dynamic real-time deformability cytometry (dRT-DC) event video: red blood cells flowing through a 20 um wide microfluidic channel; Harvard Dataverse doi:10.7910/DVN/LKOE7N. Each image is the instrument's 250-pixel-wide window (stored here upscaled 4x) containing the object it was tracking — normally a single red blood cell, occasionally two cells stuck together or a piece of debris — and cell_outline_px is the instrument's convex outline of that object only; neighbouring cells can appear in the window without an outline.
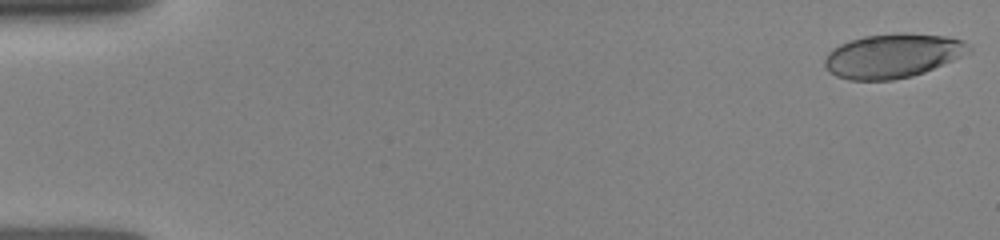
{"species": "human", "species_latin": "Homo sapiens", "temperature_condition": "room temperature", "stored_images_in_passage": 12, "camera_frame_rate_fps": 3000, "um_per_image_px": 0.085, "donor": {"sex": "female"}, "frame": {"image": 1, "passage_image": 1, "time_ms": 0.0, "image_size_px": [1000, 240], "cell_outline_px": [[972, 52], [924, 72], [912, 76], [892, 80], [848, 80], [836, 76], [828, 72], [824, 64], [824, 60], [828, 52], [832, 48], [848, 40], [864, 36], [896, 32], [908, 32], [948, 36], [964, 40], [972, 48]], "centroid_in_image_um": [75.88, 4.72], "position_along_channel_um": 9.1, "area_um2": 37.69}}
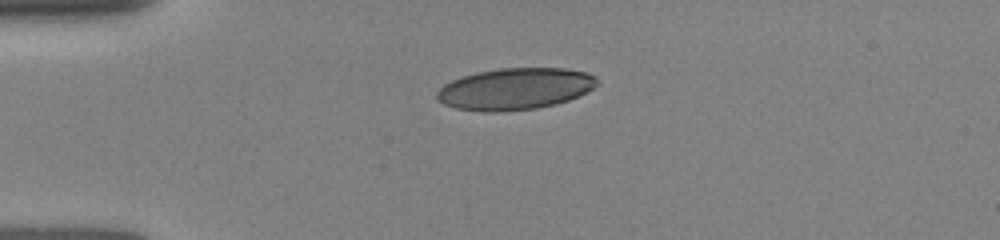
{"frame": {"image": 2, "passage_image": 7, "time_ms": 3.667, "image_size_px": [1000, 240], "cell_outline_px": [[600, 84], [568, 100], [556, 104], [536, 108], [500, 112], [484, 112], [456, 108], [444, 104], [436, 100], [436, 92], [444, 84], [452, 80], [476, 72], [500, 68], [564, 68], [588, 72], [596, 76]], "centroid_in_image_um": [43.77, 7.55], "position_along_channel_um": 41.2, "area_um2": 39.02}}
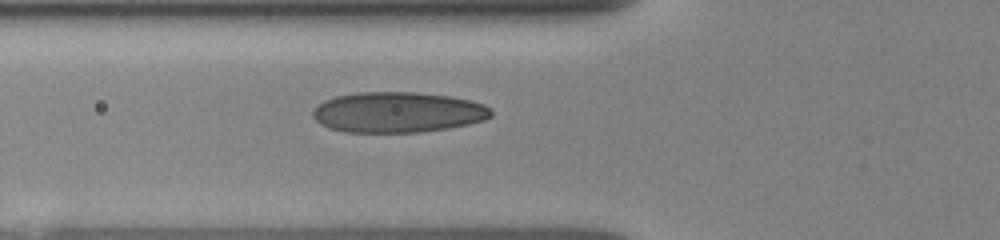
{"frame": {"image": 3, "passage_image": 12, "time_ms": 5.667, "image_size_px": [1000, 240], "cell_outline_px": [[492, 116], [484, 120], [468, 124], [448, 128], [420, 132], [344, 132], [328, 128], [320, 124], [312, 116], [312, 112], [324, 100], [336, 96], [356, 92], [416, 92], [452, 96], [472, 100], [484, 104], [492, 108]], "centroid_in_image_um": [33.83, 9.54], "position_along_channel_um": 92.0, "area_um2": 42.43}}